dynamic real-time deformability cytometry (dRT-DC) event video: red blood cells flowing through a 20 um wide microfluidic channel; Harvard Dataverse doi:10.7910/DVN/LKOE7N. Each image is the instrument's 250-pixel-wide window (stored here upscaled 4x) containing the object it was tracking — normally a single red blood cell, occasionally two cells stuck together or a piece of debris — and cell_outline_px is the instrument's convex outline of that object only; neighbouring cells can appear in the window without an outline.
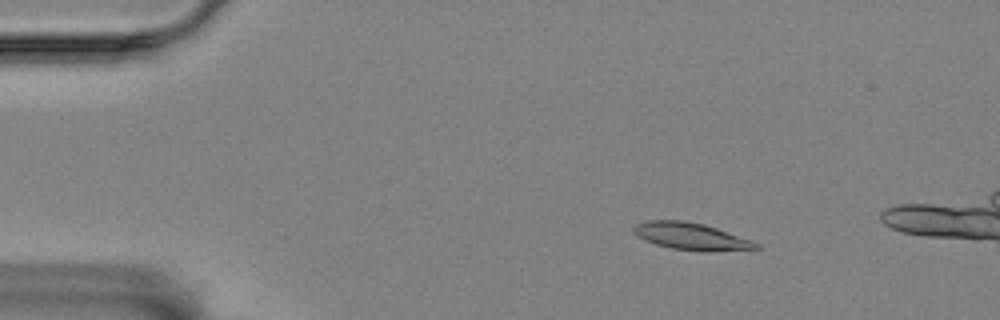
{"species": "Egyptian fruit bat (a non-hibernating species)", "species_latin": "Rousettus aegyptiacus", "temperature_condition": "room temperature", "stored_images_in_passage": 17, "camera_frame_rate_fps": 3000, "um_per_image_px": 0.085, "animal": {"sex": "female"}, "frame": {"image": 1, "passage_image": 8, "time_ms": 2.333, "image_size_px": [1000, 320], "cell_outline_px": [[760, 248], [704, 252], [700, 252], [672, 248], [656, 244], [644, 240], [632, 232], [632, 228], [636, 224], [648, 220], [684, 220], [704, 224], [752, 240], [760, 244]], "centroid_in_image_um": [58.73, 20.09], "position_along_channel_um": 26.3, "area_um2": 19.36}}